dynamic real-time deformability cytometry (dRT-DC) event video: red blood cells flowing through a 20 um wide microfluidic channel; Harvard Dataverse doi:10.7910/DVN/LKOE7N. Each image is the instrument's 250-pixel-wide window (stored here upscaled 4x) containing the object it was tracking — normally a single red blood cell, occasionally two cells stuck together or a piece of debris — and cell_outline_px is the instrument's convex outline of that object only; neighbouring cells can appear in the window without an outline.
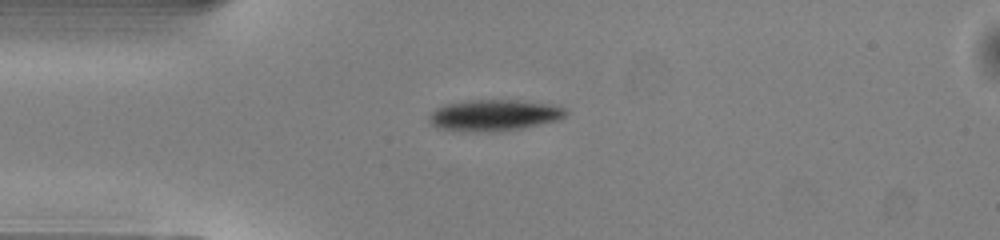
{"species": "common noctule bat (a hibernating species)", "species_latin": "Nyctalus noctula", "temperature_condition": "warm", "stored_images_in_passage": 39, "camera_frame_rate_fps": 3000, "um_per_image_px": 0.085, "animal": {"sex": "male", "body_mass_g": 13.0, "forearm_length_mm": 53.1}, "frame": {"image": 1, "passage_image": 1, "time_ms": 0.0, "image_size_px": [1000, 240], "cell_outline_px": [[568, 112], [564, 116], [556, 120], [520, 128], [496, 132], [460, 132], [436, 128], [428, 120], [428, 116], [436, 108], [448, 104], [468, 100], [524, 100], [548, 104], [564, 108]], "centroid_in_image_um": [41.93, 9.81], "position_along_channel_um": 43.1, "area_um2": 24.97}}
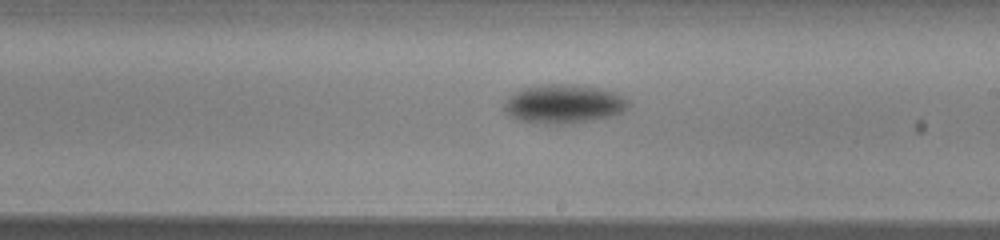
{"frame": {"image": 2, "passage_image": 17, "time_ms": 5.333, "image_size_px": [1000, 240], "cell_outline_px": [[628, 104], [620, 112], [608, 116], [588, 120], [560, 124], [544, 124], [520, 120], [504, 112], [504, 100], [512, 92], [520, 88], [540, 84], [572, 84], [600, 88], [616, 92], [628, 100]], "centroid_in_image_um": [47.82, 8.8], "position_along_channel_um": 241.2, "area_um2": 28.03}}
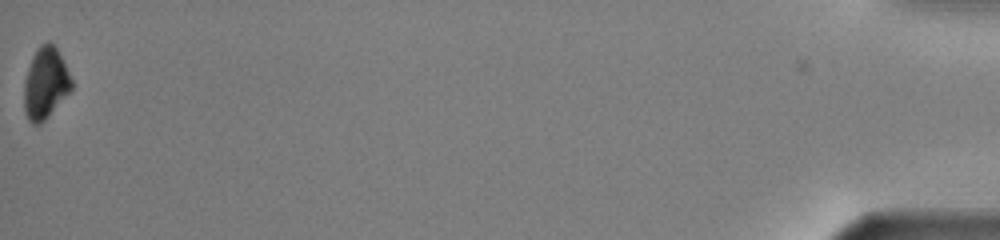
{"frame": {"image": 3, "passage_image": 39, "time_ms": 12.667, "image_size_px": [1000, 240], "cell_outline_px": [[72, 88], [48, 116], [40, 124], [32, 124], [28, 120], [24, 108], [24, 84], [28, 68], [32, 56], [40, 44], [48, 40], [56, 48], [64, 60], [72, 80]], "centroid_in_image_um": [3.86, 7.05], "position_along_channel_um": 431.3, "area_um2": 19.59}, "authors_computed_cell_mechanics": {"area_um2": 26.299, "velocity_mm_per_s": 4.0631, "shape_relaxation_time_tau1_ms": 1.7237, "shape_relaxation_time_tau2_ms": null, "deformation_change_tau1": 0.0981, "deformation_change_tau2": null}}